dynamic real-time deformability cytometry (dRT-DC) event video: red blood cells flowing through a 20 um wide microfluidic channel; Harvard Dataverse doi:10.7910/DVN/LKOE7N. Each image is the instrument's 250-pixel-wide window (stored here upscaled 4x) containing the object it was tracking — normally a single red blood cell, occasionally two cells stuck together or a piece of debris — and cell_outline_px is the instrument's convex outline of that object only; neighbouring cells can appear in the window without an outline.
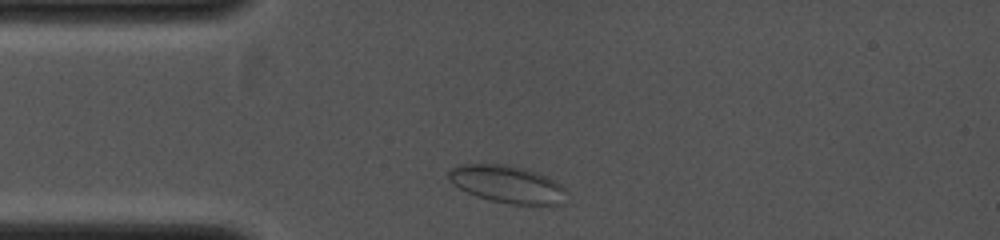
{"species": "common noctule bat (a hibernating species)", "species_latin": "Nyctalus noctula", "temperature_condition": "cold", "stored_images_in_passage": 1, "camera_frame_rate_fps": 4000, "um_per_image_px": 0.085, "animal": {"sex": "female", "body_mass_g": 19.0, "forearm_length_mm": 53.3}, "frame": {"image": 1, "passage_image": 1, "time_ms": 0.0, "image_size_px": [1000, 240], "cell_outline_px": [[564, 204], [508, 204], [476, 196], [460, 188], [448, 180], [448, 172], [452, 168], [460, 164], [508, 164], [524, 168], [536, 172], [560, 184], [564, 188]], "centroid_in_image_um": [43.08, 15.65], "position_along_channel_um": 41.9, "area_um2": 25.37}}